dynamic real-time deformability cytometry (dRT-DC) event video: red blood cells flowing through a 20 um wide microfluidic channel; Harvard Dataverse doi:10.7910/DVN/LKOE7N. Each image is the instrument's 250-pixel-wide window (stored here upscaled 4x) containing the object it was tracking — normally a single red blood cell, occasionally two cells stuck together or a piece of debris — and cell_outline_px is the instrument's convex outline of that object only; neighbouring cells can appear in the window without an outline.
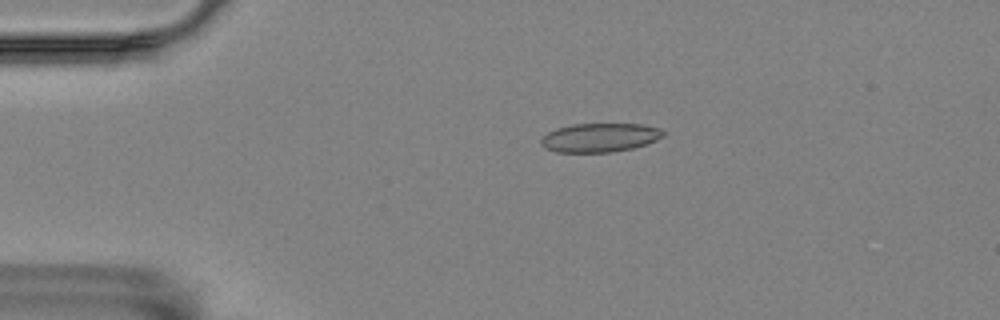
{"species": "Egyptian fruit bat (a non-hibernating species)", "species_latin": "Rousettus aegyptiacus", "temperature_condition": "room temperature", "stored_images_in_passage": 4, "camera_frame_rate_fps": 3000, "um_per_image_px": 0.085, "animal": {"sex": "female"}, "frame": {"image": 1, "passage_image": 3, "time_ms": 0.667, "image_size_px": [1000, 320], "cell_outline_px": [[664, 136], [656, 140], [632, 148], [612, 152], [556, 152], [544, 148], [540, 144], [540, 140], [548, 132], [556, 128], [572, 124], [644, 124], [660, 128], [664, 132]], "centroid_in_image_um": [50.96, 11.69], "position_along_channel_um": 34.0, "area_um2": 20.58}}